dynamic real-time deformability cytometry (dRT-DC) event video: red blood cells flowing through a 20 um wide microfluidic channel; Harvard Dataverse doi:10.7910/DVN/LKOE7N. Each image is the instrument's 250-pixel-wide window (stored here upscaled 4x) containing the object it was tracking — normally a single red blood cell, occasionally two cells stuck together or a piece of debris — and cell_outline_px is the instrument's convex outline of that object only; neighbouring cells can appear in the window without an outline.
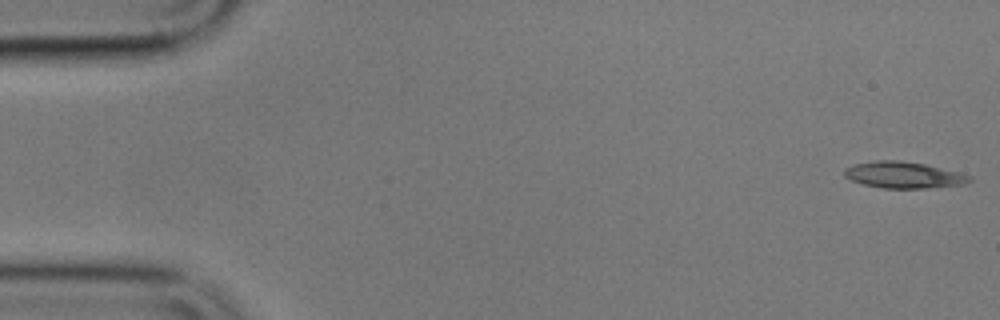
{"species": "common noctule bat (a hibernating species)", "species_latin": "Nyctalus noctula", "temperature_condition": "cold", "stored_images_in_passage": 35, "camera_frame_rate_fps": 3000, "um_per_image_px": 0.085, "animal": {"sex": "male", "body_mass_g": 17.9}, "frame": {"image": 1, "passage_image": 1, "time_ms": 0.0, "image_size_px": [1000, 320], "cell_outline_px": [[972, 180], [964, 184], [928, 188], [884, 188], [864, 184], [852, 180], [844, 176], [844, 168], [852, 164], [876, 160], [900, 160], [924, 164], [960, 172], [972, 176]], "centroid_in_image_um": [76.81, 14.86], "position_along_channel_um": 8.2, "area_um2": 19.31}}
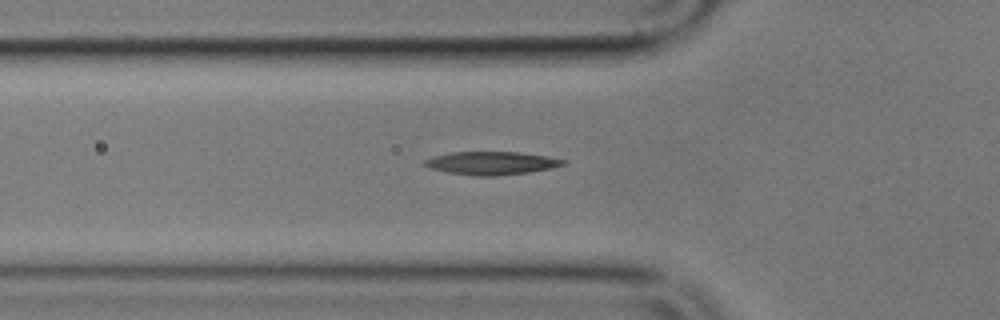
{"frame": {"image": 2, "passage_image": 18, "time_ms": 5.667, "image_size_px": [1000, 320], "cell_outline_px": [[568, 164], [552, 168], [528, 172], [496, 176], [480, 176], [448, 172], [428, 168], [424, 164], [424, 160], [432, 156], [452, 152], [520, 152], [548, 156], [568, 160]], "centroid_in_image_um": [41.82, 13.86], "position_along_channel_um": 84.0, "area_um2": 18.79}}
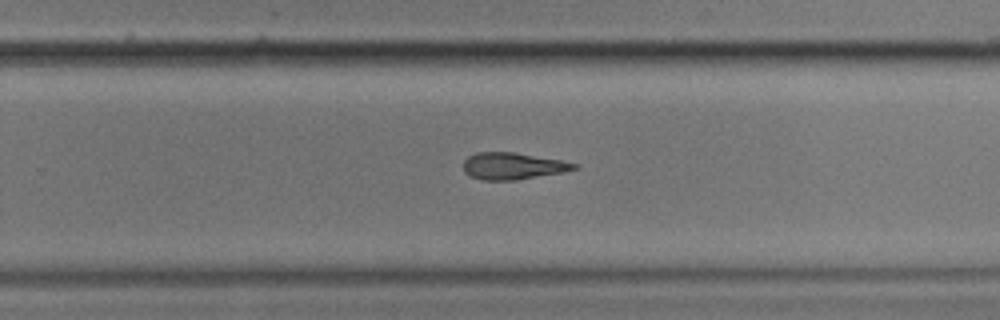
{"frame": {"image": 3, "passage_image": 35, "time_ms": 11.333, "image_size_px": [1000, 320], "cell_outline_px": [[580, 168], [564, 172], [516, 180], [480, 180], [464, 172], [464, 160], [468, 156], [476, 152], [512, 152], [560, 160], [580, 164]], "centroid_in_image_um": [43.61, 14.11], "position_along_channel_um": 286.2, "area_um2": 17.34}}